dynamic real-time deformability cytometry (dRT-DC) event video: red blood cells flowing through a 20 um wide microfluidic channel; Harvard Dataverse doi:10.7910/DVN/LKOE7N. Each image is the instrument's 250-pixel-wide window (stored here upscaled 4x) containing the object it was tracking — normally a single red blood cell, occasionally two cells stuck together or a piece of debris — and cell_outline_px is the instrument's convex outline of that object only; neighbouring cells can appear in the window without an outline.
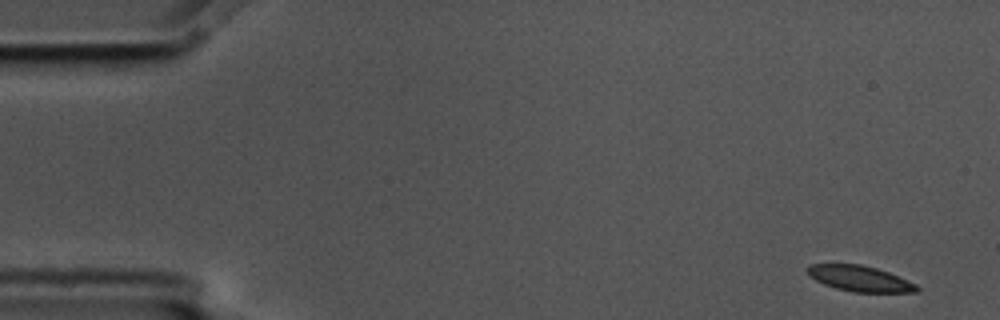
{"species": "common noctule bat (a hibernating species)", "species_latin": "Nyctalus noctula", "temperature_condition": "cold", "stored_images_in_passage": 4, "camera_frame_rate_fps": 3000, "um_per_image_px": 0.085, "animal": {"sex": "male", "body_mass_g": 17.5, "forearm_length_mm": 52.3}, "frame": {"image": 1, "passage_image": 1, "time_ms": 0.0, "image_size_px": [1000, 320], "cell_outline_px": [[920, 292], [852, 292], [836, 288], [824, 284], [816, 280], [804, 268], [808, 264], [860, 264], [876, 268], [888, 272], [916, 284], [920, 288]], "centroid_in_image_um": [73.08, 23.68], "position_along_channel_um": 11.9, "area_um2": 16.3}}